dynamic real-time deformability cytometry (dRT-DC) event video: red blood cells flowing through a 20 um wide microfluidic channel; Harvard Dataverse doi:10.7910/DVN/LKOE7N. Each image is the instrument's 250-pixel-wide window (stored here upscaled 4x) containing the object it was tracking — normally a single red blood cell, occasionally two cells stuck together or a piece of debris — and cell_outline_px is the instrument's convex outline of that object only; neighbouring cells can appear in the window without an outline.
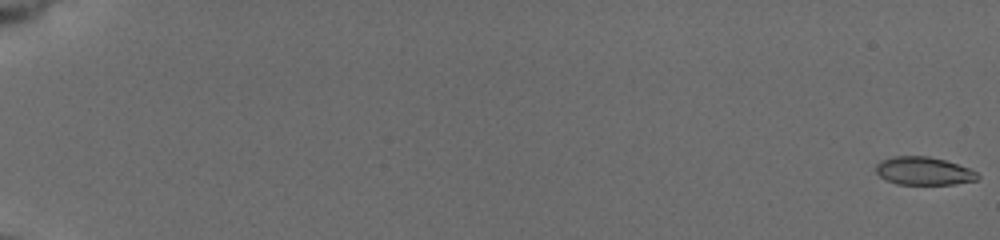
{"species": "common noctule bat (a hibernating species)", "species_latin": "Nyctalus noctula", "temperature_condition": "cold", "stored_images_in_passage": 96, "camera_frame_rate_fps": 3000, "um_per_image_px": 0.085, "animal": {"sex": "female", "body_mass_g": 19.5, "forearm_length_mm": 54.1}, "frame": {"image": 1, "passage_image": 1, "time_ms": 0.0, "image_size_px": [1000, 240], "cell_outline_px": [[980, 176], [976, 180], [956, 184], [896, 184], [880, 176], [876, 172], [876, 164], [880, 160], [896, 156], [928, 156], [944, 160], [968, 168], [976, 172]], "centroid_in_image_um": [78.5, 14.53], "position_along_channel_um": 6.5, "area_um2": 16.47}}
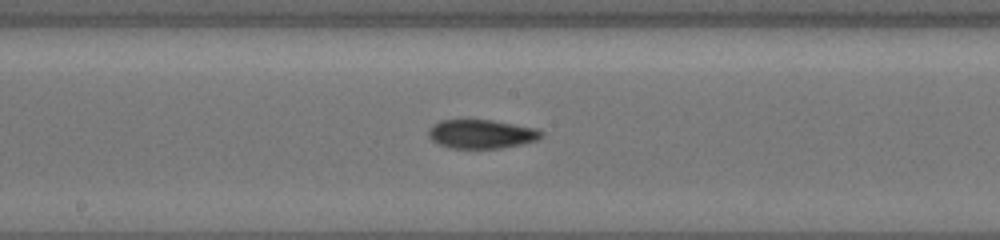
{"frame": {"image": 2, "passage_image": 49, "time_ms": 11.0, "image_size_px": [1000, 240], "cell_outline_px": [[544, 136], [536, 140], [524, 144], [500, 148], [448, 148], [432, 140], [428, 136], [428, 128], [432, 124], [440, 120], [492, 120], [536, 128], [544, 132]], "centroid_in_image_um": [40.92, 11.39], "position_along_channel_um": 207.3, "area_um2": 19.13}}
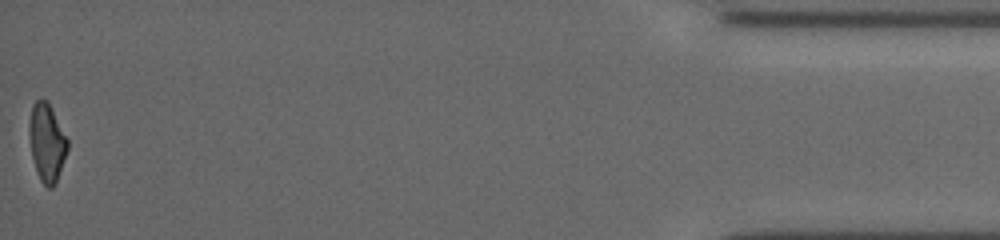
{"frame": {"image": 3, "passage_image": 95, "time_ms": 19.0, "image_size_px": [1000, 240], "cell_outline_px": [[68, 148], [56, 184], [52, 188], [48, 188], [40, 180], [32, 156], [28, 132], [28, 124], [32, 104], [36, 100], [48, 100], [68, 140]], "centroid_in_image_um": [3.98, 12.09], "position_along_channel_um": 431.2, "area_um2": 17.46}, "authors_computed_cell_mechanics": {"area_um2": 18.0336, "velocity_mm_per_s": 3.7693, "shape_relaxation_time_tau1_ms": 6.8079, "shape_relaxation_time_tau2_ms": 7.4588, "deformation_change_tau1": 0.1865, "deformation_change_tau2": 0.1355}}